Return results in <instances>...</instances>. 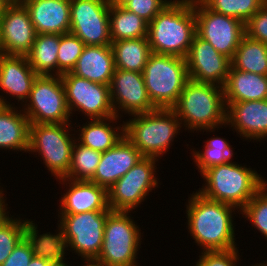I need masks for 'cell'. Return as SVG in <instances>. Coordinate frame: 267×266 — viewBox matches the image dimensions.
I'll use <instances>...</instances> for the list:
<instances>
[{
  "label": "cell",
  "mask_w": 267,
  "mask_h": 266,
  "mask_svg": "<svg viewBox=\"0 0 267 266\" xmlns=\"http://www.w3.org/2000/svg\"><path fill=\"white\" fill-rule=\"evenodd\" d=\"M19 111L7 106L0 113V148L28 152L30 121L22 110Z\"/></svg>",
  "instance_id": "cell-25"
},
{
  "label": "cell",
  "mask_w": 267,
  "mask_h": 266,
  "mask_svg": "<svg viewBox=\"0 0 267 266\" xmlns=\"http://www.w3.org/2000/svg\"><path fill=\"white\" fill-rule=\"evenodd\" d=\"M24 105L30 124L72 123L61 76L38 75Z\"/></svg>",
  "instance_id": "cell-10"
},
{
  "label": "cell",
  "mask_w": 267,
  "mask_h": 266,
  "mask_svg": "<svg viewBox=\"0 0 267 266\" xmlns=\"http://www.w3.org/2000/svg\"><path fill=\"white\" fill-rule=\"evenodd\" d=\"M110 6H124L130 0H107Z\"/></svg>",
  "instance_id": "cell-43"
},
{
  "label": "cell",
  "mask_w": 267,
  "mask_h": 266,
  "mask_svg": "<svg viewBox=\"0 0 267 266\" xmlns=\"http://www.w3.org/2000/svg\"><path fill=\"white\" fill-rule=\"evenodd\" d=\"M0 31L5 55L26 56L37 35L23 3L3 7Z\"/></svg>",
  "instance_id": "cell-17"
},
{
  "label": "cell",
  "mask_w": 267,
  "mask_h": 266,
  "mask_svg": "<svg viewBox=\"0 0 267 266\" xmlns=\"http://www.w3.org/2000/svg\"><path fill=\"white\" fill-rule=\"evenodd\" d=\"M155 158H142L108 190V207L112 211H133L158 187ZM156 167V168H155Z\"/></svg>",
  "instance_id": "cell-12"
},
{
  "label": "cell",
  "mask_w": 267,
  "mask_h": 266,
  "mask_svg": "<svg viewBox=\"0 0 267 266\" xmlns=\"http://www.w3.org/2000/svg\"><path fill=\"white\" fill-rule=\"evenodd\" d=\"M196 35L209 42L219 53L232 59L246 35L245 23L209 9L201 0H194Z\"/></svg>",
  "instance_id": "cell-11"
},
{
  "label": "cell",
  "mask_w": 267,
  "mask_h": 266,
  "mask_svg": "<svg viewBox=\"0 0 267 266\" xmlns=\"http://www.w3.org/2000/svg\"><path fill=\"white\" fill-rule=\"evenodd\" d=\"M110 99L118 117L119 111L132 116L156 109L148 97L143 74L136 71L114 70L110 83Z\"/></svg>",
  "instance_id": "cell-16"
},
{
  "label": "cell",
  "mask_w": 267,
  "mask_h": 266,
  "mask_svg": "<svg viewBox=\"0 0 267 266\" xmlns=\"http://www.w3.org/2000/svg\"><path fill=\"white\" fill-rule=\"evenodd\" d=\"M189 198L186 206L187 228L195 243L203 251L237 248L232 220V212L236 208L208 199L197 191Z\"/></svg>",
  "instance_id": "cell-1"
},
{
  "label": "cell",
  "mask_w": 267,
  "mask_h": 266,
  "mask_svg": "<svg viewBox=\"0 0 267 266\" xmlns=\"http://www.w3.org/2000/svg\"><path fill=\"white\" fill-rule=\"evenodd\" d=\"M253 266H267V262H266V264H265V262L264 263H260V264H255V265H253Z\"/></svg>",
  "instance_id": "cell-50"
},
{
  "label": "cell",
  "mask_w": 267,
  "mask_h": 266,
  "mask_svg": "<svg viewBox=\"0 0 267 266\" xmlns=\"http://www.w3.org/2000/svg\"><path fill=\"white\" fill-rule=\"evenodd\" d=\"M109 28L111 41L147 37L148 22L123 6H110Z\"/></svg>",
  "instance_id": "cell-29"
},
{
  "label": "cell",
  "mask_w": 267,
  "mask_h": 266,
  "mask_svg": "<svg viewBox=\"0 0 267 266\" xmlns=\"http://www.w3.org/2000/svg\"><path fill=\"white\" fill-rule=\"evenodd\" d=\"M148 97L156 108H172L189 80L186 58L152 53L143 69Z\"/></svg>",
  "instance_id": "cell-7"
},
{
  "label": "cell",
  "mask_w": 267,
  "mask_h": 266,
  "mask_svg": "<svg viewBox=\"0 0 267 266\" xmlns=\"http://www.w3.org/2000/svg\"><path fill=\"white\" fill-rule=\"evenodd\" d=\"M142 158L141 152L124 136L114 147L102 153L90 181L108 190Z\"/></svg>",
  "instance_id": "cell-19"
},
{
  "label": "cell",
  "mask_w": 267,
  "mask_h": 266,
  "mask_svg": "<svg viewBox=\"0 0 267 266\" xmlns=\"http://www.w3.org/2000/svg\"><path fill=\"white\" fill-rule=\"evenodd\" d=\"M194 0H173L171 3H188L193 2Z\"/></svg>",
  "instance_id": "cell-48"
},
{
  "label": "cell",
  "mask_w": 267,
  "mask_h": 266,
  "mask_svg": "<svg viewBox=\"0 0 267 266\" xmlns=\"http://www.w3.org/2000/svg\"><path fill=\"white\" fill-rule=\"evenodd\" d=\"M111 212L60 214L58 233H49L50 240L60 249L62 255L71 248L86 262H93L101 251L105 222Z\"/></svg>",
  "instance_id": "cell-5"
},
{
  "label": "cell",
  "mask_w": 267,
  "mask_h": 266,
  "mask_svg": "<svg viewBox=\"0 0 267 266\" xmlns=\"http://www.w3.org/2000/svg\"><path fill=\"white\" fill-rule=\"evenodd\" d=\"M205 143L207 144L204 145L203 151H192V157L200 174L208 168L226 164L232 160L233 148L224 138L214 136L205 141Z\"/></svg>",
  "instance_id": "cell-32"
},
{
  "label": "cell",
  "mask_w": 267,
  "mask_h": 266,
  "mask_svg": "<svg viewBox=\"0 0 267 266\" xmlns=\"http://www.w3.org/2000/svg\"><path fill=\"white\" fill-rule=\"evenodd\" d=\"M61 79L70 114L80 110L90 120L116 116L110 99V85L92 82L72 72L62 74Z\"/></svg>",
  "instance_id": "cell-13"
},
{
  "label": "cell",
  "mask_w": 267,
  "mask_h": 266,
  "mask_svg": "<svg viewBox=\"0 0 267 266\" xmlns=\"http://www.w3.org/2000/svg\"><path fill=\"white\" fill-rule=\"evenodd\" d=\"M226 126L246 140L267 138V99L242 102H225Z\"/></svg>",
  "instance_id": "cell-18"
},
{
  "label": "cell",
  "mask_w": 267,
  "mask_h": 266,
  "mask_svg": "<svg viewBox=\"0 0 267 266\" xmlns=\"http://www.w3.org/2000/svg\"><path fill=\"white\" fill-rule=\"evenodd\" d=\"M246 35L267 45V2L245 23Z\"/></svg>",
  "instance_id": "cell-40"
},
{
  "label": "cell",
  "mask_w": 267,
  "mask_h": 266,
  "mask_svg": "<svg viewBox=\"0 0 267 266\" xmlns=\"http://www.w3.org/2000/svg\"><path fill=\"white\" fill-rule=\"evenodd\" d=\"M37 34L70 32V0H22Z\"/></svg>",
  "instance_id": "cell-21"
},
{
  "label": "cell",
  "mask_w": 267,
  "mask_h": 266,
  "mask_svg": "<svg viewBox=\"0 0 267 266\" xmlns=\"http://www.w3.org/2000/svg\"><path fill=\"white\" fill-rule=\"evenodd\" d=\"M132 117L124 122V136L147 158L163 156L182 127L172 108H156Z\"/></svg>",
  "instance_id": "cell-6"
},
{
  "label": "cell",
  "mask_w": 267,
  "mask_h": 266,
  "mask_svg": "<svg viewBox=\"0 0 267 266\" xmlns=\"http://www.w3.org/2000/svg\"><path fill=\"white\" fill-rule=\"evenodd\" d=\"M86 263V264H85ZM85 265H82V266H99L93 262H84Z\"/></svg>",
  "instance_id": "cell-49"
},
{
  "label": "cell",
  "mask_w": 267,
  "mask_h": 266,
  "mask_svg": "<svg viewBox=\"0 0 267 266\" xmlns=\"http://www.w3.org/2000/svg\"><path fill=\"white\" fill-rule=\"evenodd\" d=\"M107 0H70V33L85 45H111Z\"/></svg>",
  "instance_id": "cell-14"
},
{
  "label": "cell",
  "mask_w": 267,
  "mask_h": 266,
  "mask_svg": "<svg viewBox=\"0 0 267 266\" xmlns=\"http://www.w3.org/2000/svg\"><path fill=\"white\" fill-rule=\"evenodd\" d=\"M71 123L30 124L29 152L41 155L56 179L64 178L71 164L75 137L69 134ZM74 139V140H73Z\"/></svg>",
  "instance_id": "cell-9"
},
{
  "label": "cell",
  "mask_w": 267,
  "mask_h": 266,
  "mask_svg": "<svg viewBox=\"0 0 267 266\" xmlns=\"http://www.w3.org/2000/svg\"><path fill=\"white\" fill-rule=\"evenodd\" d=\"M224 102L267 99V75L243 72L230 67L223 87Z\"/></svg>",
  "instance_id": "cell-24"
},
{
  "label": "cell",
  "mask_w": 267,
  "mask_h": 266,
  "mask_svg": "<svg viewBox=\"0 0 267 266\" xmlns=\"http://www.w3.org/2000/svg\"><path fill=\"white\" fill-rule=\"evenodd\" d=\"M60 34H37L30 52L28 63L37 75L57 76V54ZM54 72V73H53Z\"/></svg>",
  "instance_id": "cell-28"
},
{
  "label": "cell",
  "mask_w": 267,
  "mask_h": 266,
  "mask_svg": "<svg viewBox=\"0 0 267 266\" xmlns=\"http://www.w3.org/2000/svg\"><path fill=\"white\" fill-rule=\"evenodd\" d=\"M201 177L206 183L203 188H199L198 193L208 199L231 205L237 211H241L267 183L257 171L232 161L204 170Z\"/></svg>",
  "instance_id": "cell-4"
},
{
  "label": "cell",
  "mask_w": 267,
  "mask_h": 266,
  "mask_svg": "<svg viewBox=\"0 0 267 266\" xmlns=\"http://www.w3.org/2000/svg\"><path fill=\"white\" fill-rule=\"evenodd\" d=\"M62 255L60 249L49 240L31 259L29 266H52Z\"/></svg>",
  "instance_id": "cell-41"
},
{
  "label": "cell",
  "mask_w": 267,
  "mask_h": 266,
  "mask_svg": "<svg viewBox=\"0 0 267 266\" xmlns=\"http://www.w3.org/2000/svg\"><path fill=\"white\" fill-rule=\"evenodd\" d=\"M69 189L60 199L59 214H77L90 211H112L108 207L107 190L91 181H75L72 179H58ZM68 182V183H67Z\"/></svg>",
  "instance_id": "cell-20"
},
{
  "label": "cell",
  "mask_w": 267,
  "mask_h": 266,
  "mask_svg": "<svg viewBox=\"0 0 267 266\" xmlns=\"http://www.w3.org/2000/svg\"><path fill=\"white\" fill-rule=\"evenodd\" d=\"M4 193H3V189L1 190L0 189V197L3 195Z\"/></svg>",
  "instance_id": "cell-52"
},
{
  "label": "cell",
  "mask_w": 267,
  "mask_h": 266,
  "mask_svg": "<svg viewBox=\"0 0 267 266\" xmlns=\"http://www.w3.org/2000/svg\"><path fill=\"white\" fill-rule=\"evenodd\" d=\"M209 9L246 23L267 0H201Z\"/></svg>",
  "instance_id": "cell-35"
},
{
  "label": "cell",
  "mask_w": 267,
  "mask_h": 266,
  "mask_svg": "<svg viewBox=\"0 0 267 266\" xmlns=\"http://www.w3.org/2000/svg\"><path fill=\"white\" fill-rule=\"evenodd\" d=\"M38 232L37 226H35L0 266H29L33 256L50 240V232L42 235H39Z\"/></svg>",
  "instance_id": "cell-34"
},
{
  "label": "cell",
  "mask_w": 267,
  "mask_h": 266,
  "mask_svg": "<svg viewBox=\"0 0 267 266\" xmlns=\"http://www.w3.org/2000/svg\"><path fill=\"white\" fill-rule=\"evenodd\" d=\"M5 198L4 194L0 197V224L9 216V212H7V206L8 204H5Z\"/></svg>",
  "instance_id": "cell-42"
},
{
  "label": "cell",
  "mask_w": 267,
  "mask_h": 266,
  "mask_svg": "<svg viewBox=\"0 0 267 266\" xmlns=\"http://www.w3.org/2000/svg\"><path fill=\"white\" fill-rule=\"evenodd\" d=\"M201 254L195 266H236L235 264L240 261L237 248L202 251Z\"/></svg>",
  "instance_id": "cell-39"
},
{
  "label": "cell",
  "mask_w": 267,
  "mask_h": 266,
  "mask_svg": "<svg viewBox=\"0 0 267 266\" xmlns=\"http://www.w3.org/2000/svg\"><path fill=\"white\" fill-rule=\"evenodd\" d=\"M186 63L190 80L221 87H224L231 67V59L197 35L191 43Z\"/></svg>",
  "instance_id": "cell-15"
},
{
  "label": "cell",
  "mask_w": 267,
  "mask_h": 266,
  "mask_svg": "<svg viewBox=\"0 0 267 266\" xmlns=\"http://www.w3.org/2000/svg\"><path fill=\"white\" fill-rule=\"evenodd\" d=\"M101 156V152L85 147L75 141L70 169L64 178L75 181H90L96 172Z\"/></svg>",
  "instance_id": "cell-31"
},
{
  "label": "cell",
  "mask_w": 267,
  "mask_h": 266,
  "mask_svg": "<svg viewBox=\"0 0 267 266\" xmlns=\"http://www.w3.org/2000/svg\"><path fill=\"white\" fill-rule=\"evenodd\" d=\"M3 6L16 5L22 3V0H0Z\"/></svg>",
  "instance_id": "cell-45"
},
{
  "label": "cell",
  "mask_w": 267,
  "mask_h": 266,
  "mask_svg": "<svg viewBox=\"0 0 267 266\" xmlns=\"http://www.w3.org/2000/svg\"><path fill=\"white\" fill-rule=\"evenodd\" d=\"M37 76L26 56H0V89L18 102L26 103Z\"/></svg>",
  "instance_id": "cell-22"
},
{
  "label": "cell",
  "mask_w": 267,
  "mask_h": 266,
  "mask_svg": "<svg viewBox=\"0 0 267 266\" xmlns=\"http://www.w3.org/2000/svg\"><path fill=\"white\" fill-rule=\"evenodd\" d=\"M125 211H112L106 219L101 251L93 263L99 266H138L141 232Z\"/></svg>",
  "instance_id": "cell-8"
},
{
  "label": "cell",
  "mask_w": 267,
  "mask_h": 266,
  "mask_svg": "<svg viewBox=\"0 0 267 266\" xmlns=\"http://www.w3.org/2000/svg\"><path fill=\"white\" fill-rule=\"evenodd\" d=\"M196 35L194 1L170 3L148 23L152 53L186 58Z\"/></svg>",
  "instance_id": "cell-2"
},
{
  "label": "cell",
  "mask_w": 267,
  "mask_h": 266,
  "mask_svg": "<svg viewBox=\"0 0 267 266\" xmlns=\"http://www.w3.org/2000/svg\"><path fill=\"white\" fill-rule=\"evenodd\" d=\"M3 7H4V6H3V5L1 4V2H0V13H1Z\"/></svg>",
  "instance_id": "cell-51"
},
{
  "label": "cell",
  "mask_w": 267,
  "mask_h": 266,
  "mask_svg": "<svg viewBox=\"0 0 267 266\" xmlns=\"http://www.w3.org/2000/svg\"><path fill=\"white\" fill-rule=\"evenodd\" d=\"M11 217V218H10ZM8 216L0 224V265L11 255L20 241L36 226L31 220Z\"/></svg>",
  "instance_id": "cell-33"
},
{
  "label": "cell",
  "mask_w": 267,
  "mask_h": 266,
  "mask_svg": "<svg viewBox=\"0 0 267 266\" xmlns=\"http://www.w3.org/2000/svg\"><path fill=\"white\" fill-rule=\"evenodd\" d=\"M117 119H119L118 116H112L92 119V121L86 122L82 127L80 126L78 131L81 133L78 134L79 138L76 141L85 147L101 153L107 151L124 137V121L121 125L122 127L110 125L113 121L117 122Z\"/></svg>",
  "instance_id": "cell-26"
},
{
  "label": "cell",
  "mask_w": 267,
  "mask_h": 266,
  "mask_svg": "<svg viewBox=\"0 0 267 266\" xmlns=\"http://www.w3.org/2000/svg\"><path fill=\"white\" fill-rule=\"evenodd\" d=\"M3 55H5V53H4V48L2 45L1 31H0V56H3Z\"/></svg>",
  "instance_id": "cell-47"
},
{
  "label": "cell",
  "mask_w": 267,
  "mask_h": 266,
  "mask_svg": "<svg viewBox=\"0 0 267 266\" xmlns=\"http://www.w3.org/2000/svg\"><path fill=\"white\" fill-rule=\"evenodd\" d=\"M114 70V55L111 45H86L71 72L92 82L110 85Z\"/></svg>",
  "instance_id": "cell-23"
},
{
  "label": "cell",
  "mask_w": 267,
  "mask_h": 266,
  "mask_svg": "<svg viewBox=\"0 0 267 266\" xmlns=\"http://www.w3.org/2000/svg\"><path fill=\"white\" fill-rule=\"evenodd\" d=\"M66 258L64 257V255H61L55 262L52 266H70V265H67L68 263H66L64 260ZM65 262V263H64Z\"/></svg>",
  "instance_id": "cell-46"
},
{
  "label": "cell",
  "mask_w": 267,
  "mask_h": 266,
  "mask_svg": "<svg viewBox=\"0 0 267 266\" xmlns=\"http://www.w3.org/2000/svg\"><path fill=\"white\" fill-rule=\"evenodd\" d=\"M115 69L143 72L152 54L148 37L112 41Z\"/></svg>",
  "instance_id": "cell-27"
},
{
  "label": "cell",
  "mask_w": 267,
  "mask_h": 266,
  "mask_svg": "<svg viewBox=\"0 0 267 266\" xmlns=\"http://www.w3.org/2000/svg\"><path fill=\"white\" fill-rule=\"evenodd\" d=\"M240 213L267 239V183L250 199Z\"/></svg>",
  "instance_id": "cell-37"
},
{
  "label": "cell",
  "mask_w": 267,
  "mask_h": 266,
  "mask_svg": "<svg viewBox=\"0 0 267 266\" xmlns=\"http://www.w3.org/2000/svg\"><path fill=\"white\" fill-rule=\"evenodd\" d=\"M7 98L5 99L0 95V113L7 107V106H12L8 101H6Z\"/></svg>",
  "instance_id": "cell-44"
},
{
  "label": "cell",
  "mask_w": 267,
  "mask_h": 266,
  "mask_svg": "<svg viewBox=\"0 0 267 266\" xmlns=\"http://www.w3.org/2000/svg\"><path fill=\"white\" fill-rule=\"evenodd\" d=\"M85 46L79 37L70 32L60 35L57 54V76L71 72L74 69Z\"/></svg>",
  "instance_id": "cell-36"
},
{
  "label": "cell",
  "mask_w": 267,
  "mask_h": 266,
  "mask_svg": "<svg viewBox=\"0 0 267 266\" xmlns=\"http://www.w3.org/2000/svg\"><path fill=\"white\" fill-rule=\"evenodd\" d=\"M231 66L243 72L267 75V45L245 35L231 59Z\"/></svg>",
  "instance_id": "cell-30"
},
{
  "label": "cell",
  "mask_w": 267,
  "mask_h": 266,
  "mask_svg": "<svg viewBox=\"0 0 267 266\" xmlns=\"http://www.w3.org/2000/svg\"><path fill=\"white\" fill-rule=\"evenodd\" d=\"M172 109L185 130L188 128L191 132H215L216 128L226 125L224 89L215 84L189 79Z\"/></svg>",
  "instance_id": "cell-3"
},
{
  "label": "cell",
  "mask_w": 267,
  "mask_h": 266,
  "mask_svg": "<svg viewBox=\"0 0 267 266\" xmlns=\"http://www.w3.org/2000/svg\"><path fill=\"white\" fill-rule=\"evenodd\" d=\"M172 0H130L123 7L142 17L148 23Z\"/></svg>",
  "instance_id": "cell-38"
}]
</instances>
